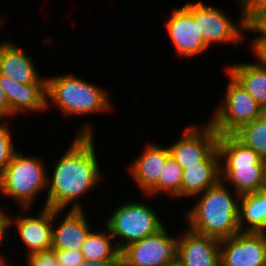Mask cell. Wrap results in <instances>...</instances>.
Listing matches in <instances>:
<instances>
[{
  "mask_svg": "<svg viewBox=\"0 0 266 266\" xmlns=\"http://www.w3.org/2000/svg\"><path fill=\"white\" fill-rule=\"evenodd\" d=\"M106 90L103 86L84 80L72 72L48 75L46 76V111L50 112V106H54L66 118L110 113L113 111V102Z\"/></svg>",
  "mask_w": 266,
  "mask_h": 266,
  "instance_id": "3957f363",
  "label": "cell"
},
{
  "mask_svg": "<svg viewBox=\"0 0 266 266\" xmlns=\"http://www.w3.org/2000/svg\"><path fill=\"white\" fill-rule=\"evenodd\" d=\"M240 9L238 20H233L215 5L205 4L202 0L188 1L183 6L198 21V28L208 48L213 45H233L238 47L246 41L245 0H237Z\"/></svg>",
  "mask_w": 266,
  "mask_h": 266,
  "instance_id": "52a82bcc",
  "label": "cell"
},
{
  "mask_svg": "<svg viewBox=\"0 0 266 266\" xmlns=\"http://www.w3.org/2000/svg\"><path fill=\"white\" fill-rule=\"evenodd\" d=\"M238 225L241 232H266V188L239 197Z\"/></svg>",
  "mask_w": 266,
  "mask_h": 266,
  "instance_id": "ffe728a7",
  "label": "cell"
},
{
  "mask_svg": "<svg viewBox=\"0 0 266 266\" xmlns=\"http://www.w3.org/2000/svg\"><path fill=\"white\" fill-rule=\"evenodd\" d=\"M65 211L67 212L64 213ZM85 211V209H53L52 249L81 251L89 232L95 229L91 227L92 225H90L91 223L87 219L89 217H87ZM62 213H64L63 216H61Z\"/></svg>",
  "mask_w": 266,
  "mask_h": 266,
  "instance_id": "5bb4252c",
  "label": "cell"
},
{
  "mask_svg": "<svg viewBox=\"0 0 266 266\" xmlns=\"http://www.w3.org/2000/svg\"><path fill=\"white\" fill-rule=\"evenodd\" d=\"M220 180L239 196L266 188V161L233 135H219Z\"/></svg>",
  "mask_w": 266,
  "mask_h": 266,
  "instance_id": "277c9868",
  "label": "cell"
},
{
  "mask_svg": "<svg viewBox=\"0 0 266 266\" xmlns=\"http://www.w3.org/2000/svg\"><path fill=\"white\" fill-rule=\"evenodd\" d=\"M239 195L221 180L195 195L184 213L186 227L200 235L222 240L240 232L238 225Z\"/></svg>",
  "mask_w": 266,
  "mask_h": 266,
  "instance_id": "7a4b0ae2",
  "label": "cell"
},
{
  "mask_svg": "<svg viewBox=\"0 0 266 266\" xmlns=\"http://www.w3.org/2000/svg\"><path fill=\"white\" fill-rule=\"evenodd\" d=\"M170 266H179L177 263H175V264H172V265H170Z\"/></svg>",
  "mask_w": 266,
  "mask_h": 266,
  "instance_id": "8d00e7d4",
  "label": "cell"
},
{
  "mask_svg": "<svg viewBox=\"0 0 266 266\" xmlns=\"http://www.w3.org/2000/svg\"><path fill=\"white\" fill-rule=\"evenodd\" d=\"M1 18H2V17H1V15H0V28H1L2 24L4 25V23H2V22H4V21H3Z\"/></svg>",
  "mask_w": 266,
  "mask_h": 266,
  "instance_id": "e575fe53",
  "label": "cell"
},
{
  "mask_svg": "<svg viewBox=\"0 0 266 266\" xmlns=\"http://www.w3.org/2000/svg\"><path fill=\"white\" fill-rule=\"evenodd\" d=\"M263 117L266 119V107L263 108Z\"/></svg>",
  "mask_w": 266,
  "mask_h": 266,
  "instance_id": "836d02e7",
  "label": "cell"
},
{
  "mask_svg": "<svg viewBox=\"0 0 266 266\" xmlns=\"http://www.w3.org/2000/svg\"><path fill=\"white\" fill-rule=\"evenodd\" d=\"M253 33V36L251 39L248 40L251 41L249 44L251 47L252 56H254L255 59L258 61H255V63L259 66H262L266 68V32H251ZM256 35H255V34Z\"/></svg>",
  "mask_w": 266,
  "mask_h": 266,
  "instance_id": "4316f807",
  "label": "cell"
},
{
  "mask_svg": "<svg viewBox=\"0 0 266 266\" xmlns=\"http://www.w3.org/2000/svg\"><path fill=\"white\" fill-rule=\"evenodd\" d=\"M93 124L89 121L76 131L68 148L47 172V191L41 208L85 209L80 199L92 193L103 181L96 149ZM102 178V179H101ZM102 180V181H101ZM91 191V192H90ZM68 207V208H67Z\"/></svg>",
  "mask_w": 266,
  "mask_h": 266,
  "instance_id": "6da1fadb",
  "label": "cell"
},
{
  "mask_svg": "<svg viewBox=\"0 0 266 266\" xmlns=\"http://www.w3.org/2000/svg\"><path fill=\"white\" fill-rule=\"evenodd\" d=\"M182 231L177 235L176 245L179 266H221L220 240L197 234L187 227Z\"/></svg>",
  "mask_w": 266,
  "mask_h": 266,
  "instance_id": "9a60e30c",
  "label": "cell"
},
{
  "mask_svg": "<svg viewBox=\"0 0 266 266\" xmlns=\"http://www.w3.org/2000/svg\"><path fill=\"white\" fill-rule=\"evenodd\" d=\"M220 181V157L216 149L205 161L183 169L181 199L200 194Z\"/></svg>",
  "mask_w": 266,
  "mask_h": 266,
  "instance_id": "d6986e66",
  "label": "cell"
},
{
  "mask_svg": "<svg viewBox=\"0 0 266 266\" xmlns=\"http://www.w3.org/2000/svg\"><path fill=\"white\" fill-rule=\"evenodd\" d=\"M183 131L181 137L168 144L170 156L183 169L205 161L217 149L219 134L208 122H192Z\"/></svg>",
  "mask_w": 266,
  "mask_h": 266,
  "instance_id": "30bf717a",
  "label": "cell"
},
{
  "mask_svg": "<svg viewBox=\"0 0 266 266\" xmlns=\"http://www.w3.org/2000/svg\"><path fill=\"white\" fill-rule=\"evenodd\" d=\"M221 266H266V232H239L220 240Z\"/></svg>",
  "mask_w": 266,
  "mask_h": 266,
  "instance_id": "7c38bea8",
  "label": "cell"
},
{
  "mask_svg": "<svg viewBox=\"0 0 266 266\" xmlns=\"http://www.w3.org/2000/svg\"><path fill=\"white\" fill-rule=\"evenodd\" d=\"M183 176V168L175 159L169 156L166 159L164 168L159 177L158 183L146 194L147 198H154L160 195L181 199V181ZM154 196V197H153Z\"/></svg>",
  "mask_w": 266,
  "mask_h": 266,
  "instance_id": "603a6c76",
  "label": "cell"
},
{
  "mask_svg": "<svg viewBox=\"0 0 266 266\" xmlns=\"http://www.w3.org/2000/svg\"><path fill=\"white\" fill-rule=\"evenodd\" d=\"M20 211L18 215L10 216V229L12 230L14 227L15 232L17 230L15 234L18 236L16 237L25 246V250H23L25 251L24 255L28 257L32 254L51 249L53 209L41 208L36 215H30L31 208H21Z\"/></svg>",
  "mask_w": 266,
  "mask_h": 266,
  "instance_id": "8fae6325",
  "label": "cell"
},
{
  "mask_svg": "<svg viewBox=\"0 0 266 266\" xmlns=\"http://www.w3.org/2000/svg\"><path fill=\"white\" fill-rule=\"evenodd\" d=\"M227 87L207 121L219 135H233L242 126L263 116V108L227 71Z\"/></svg>",
  "mask_w": 266,
  "mask_h": 266,
  "instance_id": "ba28073f",
  "label": "cell"
},
{
  "mask_svg": "<svg viewBox=\"0 0 266 266\" xmlns=\"http://www.w3.org/2000/svg\"><path fill=\"white\" fill-rule=\"evenodd\" d=\"M118 266H127L126 264H124L122 261L119 263Z\"/></svg>",
  "mask_w": 266,
  "mask_h": 266,
  "instance_id": "d590c367",
  "label": "cell"
},
{
  "mask_svg": "<svg viewBox=\"0 0 266 266\" xmlns=\"http://www.w3.org/2000/svg\"><path fill=\"white\" fill-rule=\"evenodd\" d=\"M25 259L27 263L25 266H60L56 258V253L52 248L32 254L25 257Z\"/></svg>",
  "mask_w": 266,
  "mask_h": 266,
  "instance_id": "83f0119b",
  "label": "cell"
},
{
  "mask_svg": "<svg viewBox=\"0 0 266 266\" xmlns=\"http://www.w3.org/2000/svg\"><path fill=\"white\" fill-rule=\"evenodd\" d=\"M0 205V246H4V240L5 242L9 239L10 235L8 234L10 231V216L11 214L5 213V208L3 209V206Z\"/></svg>",
  "mask_w": 266,
  "mask_h": 266,
  "instance_id": "f546056e",
  "label": "cell"
},
{
  "mask_svg": "<svg viewBox=\"0 0 266 266\" xmlns=\"http://www.w3.org/2000/svg\"><path fill=\"white\" fill-rule=\"evenodd\" d=\"M30 56L11 39L0 41V75L20 84H46Z\"/></svg>",
  "mask_w": 266,
  "mask_h": 266,
  "instance_id": "ac0fdd59",
  "label": "cell"
},
{
  "mask_svg": "<svg viewBox=\"0 0 266 266\" xmlns=\"http://www.w3.org/2000/svg\"><path fill=\"white\" fill-rule=\"evenodd\" d=\"M246 34L266 32V0H245Z\"/></svg>",
  "mask_w": 266,
  "mask_h": 266,
  "instance_id": "d4e9b609",
  "label": "cell"
},
{
  "mask_svg": "<svg viewBox=\"0 0 266 266\" xmlns=\"http://www.w3.org/2000/svg\"><path fill=\"white\" fill-rule=\"evenodd\" d=\"M121 260L83 261L78 266H118Z\"/></svg>",
  "mask_w": 266,
  "mask_h": 266,
  "instance_id": "1f68e13d",
  "label": "cell"
},
{
  "mask_svg": "<svg viewBox=\"0 0 266 266\" xmlns=\"http://www.w3.org/2000/svg\"><path fill=\"white\" fill-rule=\"evenodd\" d=\"M0 88L3 90L10 108V120L14 116L27 113H46V84H20L0 75ZM24 114V115H23Z\"/></svg>",
  "mask_w": 266,
  "mask_h": 266,
  "instance_id": "e0dca14e",
  "label": "cell"
},
{
  "mask_svg": "<svg viewBox=\"0 0 266 266\" xmlns=\"http://www.w3.org/2000/svg\"><path fill=\"white\" fill-rule=\"evenodd\" d=\"M42 159L17 151L0 176V194L15 201L19 209L32 208L41 192L47 191L49 170Z\"/></svg>",
  "mask_w": 266,
  "mask_h": 266,
  "instance_id": "5b68a950",
  "label": "cell"
},
{
  "mask_svg": "<svg viewBox=\"0 0 266 266\" xmlns=\"http://www.w3.org/2000/svg\"><path fill=\"white\" fill-rule=\"evenodd\" d=\"M9 263H10L9 258H7V256L4 255V253L0 252V266H10L11 263L10 264Z\"/></svg>",
  "mask_w": 266,
  "mask_h": 266,
  "instance_id": "d6a6232c",
  "label": "cell"
},
{
  "mask_svg": "<svg viewBox=\"0 0 266 266\" xmlns=\"http://www.w3.org/2000/svg\"><path fill=\"white\" fill-rule=\"evenodd\" d=\"M167 35L179 57L193 58L208 51L192 14L184 7L175 8L165 22Z\"/></svg>",
  "mask_w": 266,
  "mask_h": 266,
  "instance_id": "4fadbf2b",
  "label": "cell"
},
{
  "mask_svg": "<svg viewBox=\"0 0 266 266\" xmlns=\"http://www.w3.org/2000/svg\"><path fill=\"white\" fill-rule=\"evenodd\" d=\"M60 266H78L85 261L81 251L54 250Z\"/></svg>",
  "mask_w": 266,
  "mask_h": 266,
  "instance_id": "f1b7e54d",
  "label": "cell"
},
{
  "mask_svg": "<svg viewBox=\"0 0 266 266\" xmlns=\"http://www.w3.org/2000/svg\"><path fill=\"white\" fill-rule=\"evenodd\" d=\"M143 196L141 201L129 199L121 202L103 222L120 251L130 243L156 233L166 224L161 221V214H157L149 202H144L146 195Z\"/></svg>",
  "mask_w": 266,
  "mask_h": 266,
  "instance_id": "8992f818",
  "label": "cell"
},
{
  "mask_svg": "<svg viewBox=\"0 0 266 266\" xmlns=\"http://www.w3.org/2000/svg\"><path fill=\"white\" fill-rule=\"evenodd\" d=\"M226 67L223 70L230 73L262 108L266 107V68L247 60Z\"/></svg>",
  "mask_w": 266,
  "mask_h": 266,
  "instance_id": "44dd1931",
  "label": "cell"
},
{
  "mask_svg": "<svg viewBox=\"0 0 266 266\" xmlns=\"http://www.w3.org/2000/svg\"><path fill=\"white\" fill-rule=\"evenodd\" d=\"M11 125L6 120H0V176L3 174L5 168L11 161L13 155L18 151L14 144Z\"/></svg>",
  "mask_w": 266,
  "mask_h": 266,
  "instance_id": "484cf974",
  "label": "cell"
},
{
  "mask_svg": "<svg viewBox=\"0 0 266 266\" xmlns=\"http://www.w3.org/2000/svg\"><path fill=\"white\" fill-rule=\"evenodd\" d=\"M142 152L127 166L131 179L146 195L159 181L166 159L170 156L168 146L146 142Z\"/></svg>",
  "mask_w": 266,
  "mask_h": 266,
  "instance_id": "2e32d148",
  "label": "cell"
},
{
  "mask_svg": "<svg viewBox=\"0 0 266 266\" xmlns=\"http://www.w3.org/2000/svg\"><path fill=\"white\" fill-rule=\"evenodd\" d=\"M164 225L156 233L130 243L121 250V261L127 266H170L176 263L178 237Z\"/></svg>",
  "mask_w": 266,
  "mask_h": 266,
  "instance_id": "9c48e42d",
  "label": "cell"
},
{
  "mask_svg": "<svg viewBox=\"0 0 266 266\" xmlns=\"http://www.w3.org/2000/svg\"><path fill=\"white\" fill-rule=\"evenodd\" d=\"M103 228L92 229L86 237L81 249L86 261L121 260L114 237L104 223Z\"/></svg>",
  "mask_w": 266,
  "mask_h": 266,
  "instance_id": "7402d4cb",
  "label": "cell"
},
{
  "mask_svg": "<svg viewBox=\"0 0 266 266\" xmlns=\"http://www.w3.org/2000/svg\"><path fill=\"white\" fill-rule=\"evenodd\" d=\"M10 119V108L7 98L0 88V120L9 121Z\"/></svg>",
  "mask_w": 266,
  "mask_h": 266,
  "instance_id": "4dcf8cb0",
  "label": "cell"
},
{
  "mask_svg": "<svg viewBox=\"0 0 266 266\" xmlns=\"http://www.w3.org/2000/svg\"><path fill=\"white\" fill-rule=\"evenodd\" d=\"M233 136L266 161V119L263 116L242 126Z\"/></svg>",
  "mask_w": 266,
  "mask_h": 266,
  "instance_id": "cb8c5ba5",
  "label": "cell"
}]
</instances>
